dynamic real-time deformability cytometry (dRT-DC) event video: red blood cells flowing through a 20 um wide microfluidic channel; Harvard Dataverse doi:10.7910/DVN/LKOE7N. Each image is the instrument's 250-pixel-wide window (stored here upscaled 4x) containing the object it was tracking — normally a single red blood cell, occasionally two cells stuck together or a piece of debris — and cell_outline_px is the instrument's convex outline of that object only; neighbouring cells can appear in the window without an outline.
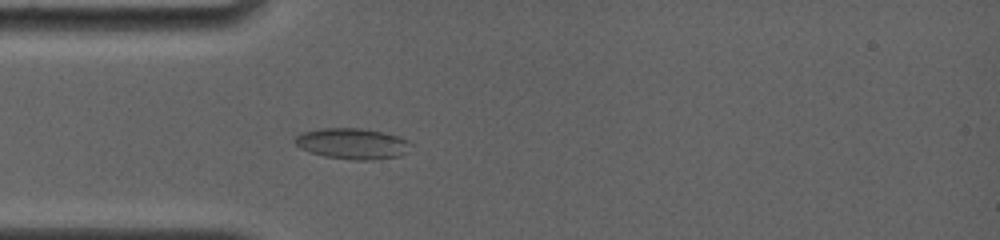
{"species": "common noctule bat (a hibernating species)", "species_latin": "Nyctalus noctula", "temperature_condition": "room temperature", "stored_images_in_passage": 48, "camera_frame_rate_fps": 4000, "um_per_image_px": 0.085, "animal": {"sex": "female", "body_mass_g": 19.0, "forearm_length_mm": 56.7}, "frame": {"image": 1, "passage_image": 1, "time_ms": 0.0, "image_size_px": [1000, 240], "cell_outline_px": [[412, 144], [400, 156], [368, 160], [352, 160], [324, 156], [308, 152], [300, 148], [292, 140], [296, 136], [304, 132], [320, 128], [360, 128], [380, 132], [396, 136], [408, 140]], "centroid_in_image_um": [29.89, 12.21], "position_along_channel_um": 55.1, "area_um2": 20.69}}
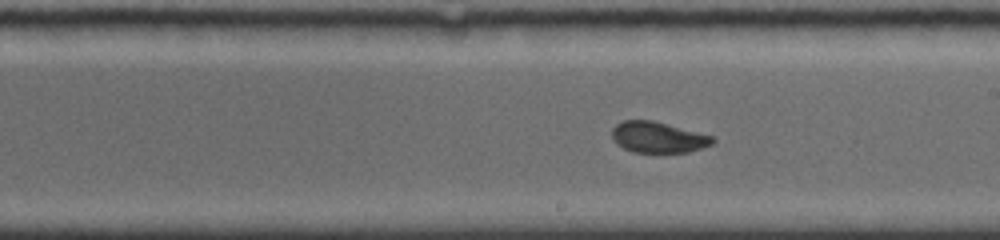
{"frame": {"image": 2, "passage_image": 31, "time_ms": 4.75, "image_size_px": [1000, 240], "cell_outline_px": [[716, 140], [712, 144], [688, 152], [632, 152], [616, 144], [612, 140], [612, 128], [616, 124], [624, 120], [652, 120], [712, 136]], "centroid_in_image_um": [55.89, 11.67], "position_along_channel_um": 233.1, "area_um2": 18.03}}
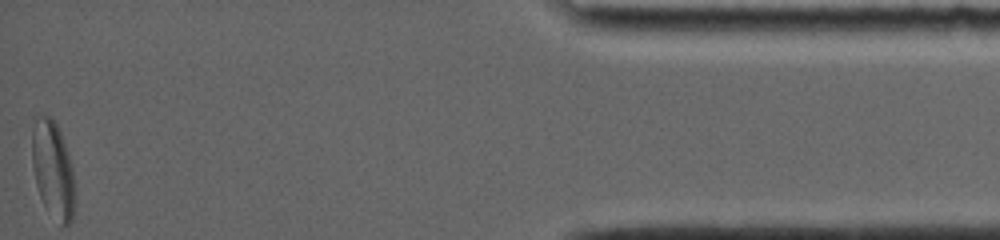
{"frame": {"image": 3, "passage_image": 48, "time_ms": 11.75, "image_size_px": [1000, 240], "cell_outline_px": [[72, 220], [68, 224], [60, 224], [44, 204], [40, 196], [36, 184], [32, 164], [32, 132], [36, 112], [48, 116], [56, 124], [60, 132], [68, 156], [72, 172]], "centroid_in_image_um": [4.43, 14.33], "position_along_channel_um": 430.8, "area_um2": 23.29}, "authors_computed_cell_mechanics": {"area_um2": 18.8428, "velocity_mm_per_s": 3.8107, "shape_relaxation_time_tau1_ms": null, "shape_relaxation_time_tau2_ms": 1.0855, "deformation_change_tau1": null, "deformation_change_tau2": 0.0553}}